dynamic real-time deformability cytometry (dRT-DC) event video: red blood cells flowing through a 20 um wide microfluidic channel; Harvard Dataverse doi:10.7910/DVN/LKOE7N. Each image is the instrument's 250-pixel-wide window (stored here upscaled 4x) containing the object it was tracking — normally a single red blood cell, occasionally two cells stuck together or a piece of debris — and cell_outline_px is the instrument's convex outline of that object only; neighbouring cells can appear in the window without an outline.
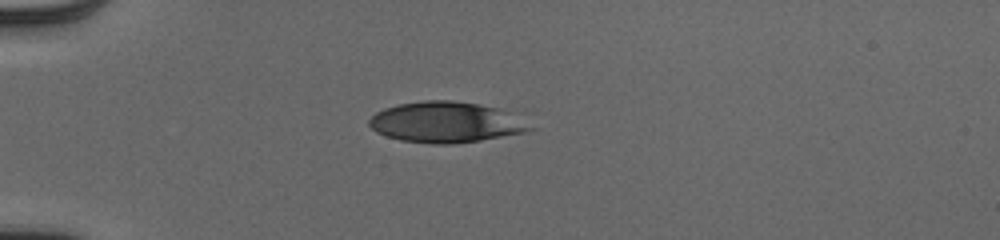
{"species": "human", "species_latin": "Homo sapiens", "temperature_condition": "cold", "stored_images_in_passage": 38, "camera_frame_rate_fps": 3000, "um_per_image_px": 0.085, "donor": {"sex": "male"}, "frame": {"image": 1, "passage_image": 1, "time_ms": 0.0, "image_size_px": [1000, 240], "cell_outline_px": [[536, 128], [524, 132], [480, 140], [448, 144], [432, 144], [400, 140], [376, 132], [368, 124], [368, 120], [376, 112], [384, 108], [396, 104], [424, 100], [452, 100], [476, 104], [496, 108]], "centroid_in_image_um": [37.8, 10.39], "position_along_channel_um": 47.2, "area_um2": 37.57}}
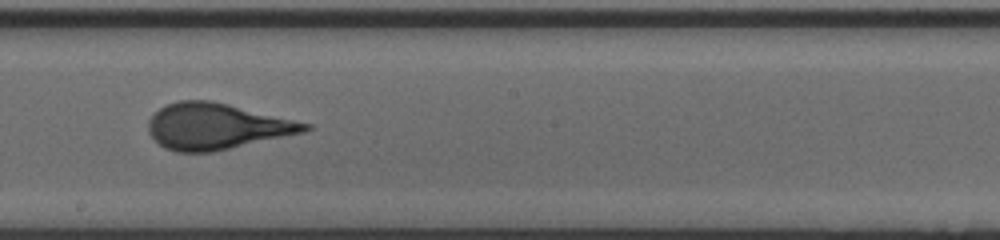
{"frame": {"image": 2, "passage_image": 17, "time_ms": 5.333, "image_size_px": [1000, 240], "cell_outline_px": [[312, 128], [304, 132], [212, 152], [176, 152], [164, 148], [148, 132], [148, 120], [160, 108], [168, 104], [180, 100], [212, 100], [312, 124]], "centroid_in_image_um": [18.4, 10.74], "position_along_channel_um": 229.8, "area_um2": 41.73}}
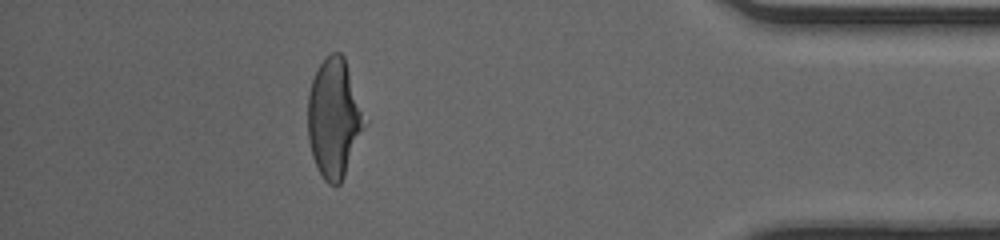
{"frame": {"image": 3, "passage_image": 33, "time_ms": 10.667, "image_size_px": [1000, 240], "cell_outline_px": [[368, 120], [344, 176], [340, 184], [336, 188], [328, 184], [324, 180], [312, 156], [308, 140], [308, 96], [312, 80], [320, 64], [332, 52], [340, 52], [344, 56]], "centroid_in_image_um": [28.42, 10.06], "position_along_channel_um": 406.8, "area_um2": 39.54}, "authors_computed_cell_mechanics": {"area_um2": 40.6912, "velocity_mm_per_s": 4.0251, "shape_relaxation_time_tau1_ms": 3.9919, "shape_relaxation_time_tau2_ms": null, "deformation_change_tau1": 0.1955, "deformation_change_tau2": null}}